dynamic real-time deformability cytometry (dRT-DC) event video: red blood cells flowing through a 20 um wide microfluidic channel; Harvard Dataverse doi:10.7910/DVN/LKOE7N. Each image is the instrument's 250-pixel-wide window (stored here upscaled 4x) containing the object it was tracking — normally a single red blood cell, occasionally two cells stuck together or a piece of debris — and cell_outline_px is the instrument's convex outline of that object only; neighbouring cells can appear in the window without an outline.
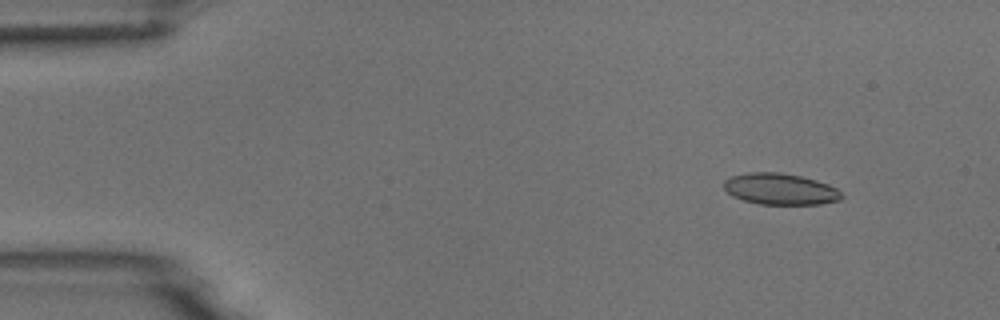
{"species": "common noctule bat (a hibernating species)", "species_latin": "Nyctalus noctula", "temperature_condition": "room temperature", "stored_images_in_passage": 14, "camera_frame_rate_fps": 3000, "um_per_image_px": 0.085, "animal": {"sex": "male", "body_mass_g": 18.8}, "frame": {"image": 1, "passage_image": 6, "time_ms": 1.667, "image_size_px": [1000, 320], "cell_outline_px": [[844, 196], [840, 200], [820, 204], [760, 204], [744, 200], [732, 196], [724, 188], [724, 180], [732, 176], [748, 172], [780, 172], [800, 176], [816, 180], [828, 184], [836, 188]], "centroid_in_image_um": [66.32, 16.06], "position_along_channel_um": 18.7, "area_um2": 21.44}}